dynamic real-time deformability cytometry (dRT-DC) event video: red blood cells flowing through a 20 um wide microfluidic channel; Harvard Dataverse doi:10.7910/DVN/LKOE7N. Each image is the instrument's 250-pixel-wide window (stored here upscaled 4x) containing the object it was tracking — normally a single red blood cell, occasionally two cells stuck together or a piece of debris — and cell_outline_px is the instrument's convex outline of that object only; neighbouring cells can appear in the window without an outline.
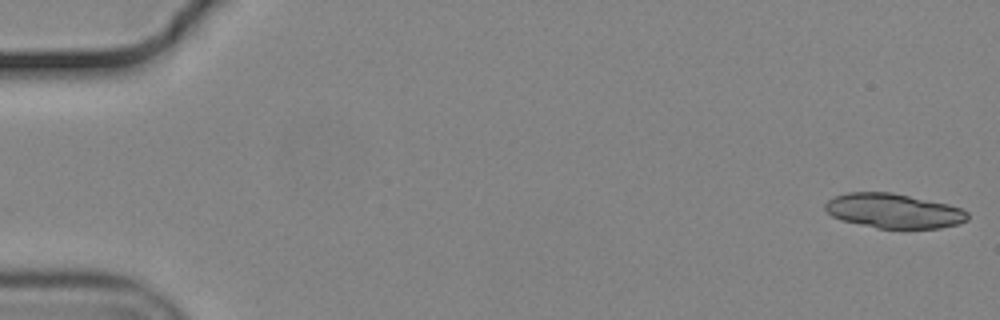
{"species": "common noctule bat (a hibernating species)", "species_latin": "Nyctalus noctula", "temperature_condition": "cold", "stored_images_in_passage": 56, "segment_of_instrument_passage": [1, 2], "camera_frame_rate_fps": 3000, "um_per_image_px": 0.085, "animal": {"sex": "male", "body_mass_g": 19.2, "forearm_length_mm": 51.8}, "frame": {"image": 1, "passage_image": 1, "time_ms": 0.0, "image_size_px": [1000, 320], "cell_outline_px": [[968, 220], [960, 224], [940, 228], [876, 228], [840, 220], [832, 216], [824, 208], [824, 204], [828, 200], [836, 196], [848, 192], [892, 192], [948, 204], [960, 208], [968, 212]], "centroid_in_image_um": [75.96, 17.93], "position_along_channel_um": 9.0, "area_um2": 28.78}}